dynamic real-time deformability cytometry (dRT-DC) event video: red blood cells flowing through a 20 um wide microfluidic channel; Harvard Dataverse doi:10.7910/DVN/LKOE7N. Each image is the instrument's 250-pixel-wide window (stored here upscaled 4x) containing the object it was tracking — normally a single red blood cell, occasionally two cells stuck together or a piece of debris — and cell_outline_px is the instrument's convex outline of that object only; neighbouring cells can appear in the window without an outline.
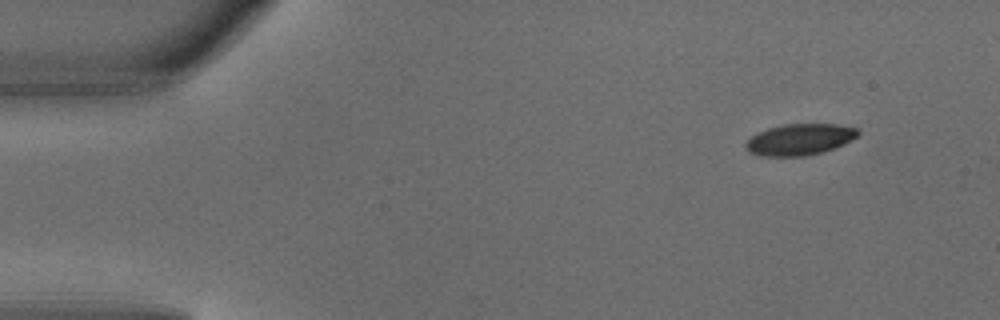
{"species": "common noctule bat (a hibernating species)", "species_latin": "Nyctalus noctula", "temperature_condition": "warm", "stored_images_in_passage": 5, "camera_frame_rate_fps": 3000, "um_per_image_px": 0.085, "animal": {"sex": "male", "body_mass_g": 18.8}, "frame": {"image": 1, "passage_image": 1, "time_ms": 0.0, "image_size_px": [1000, 320], "cell_outline_px": [[860, 132], [856, 136], [844, 144], [820, 152], [804, 156], [760, 156], [748, 152], [744, 148], [744, 144], [756, 132], [768, 128], [784, 124], [836, 124], [856, 128]], "centroid_in_image_um": [67.91, 11.85], "position_along_channel_um": 17.1, "area_um2": 20.4}}
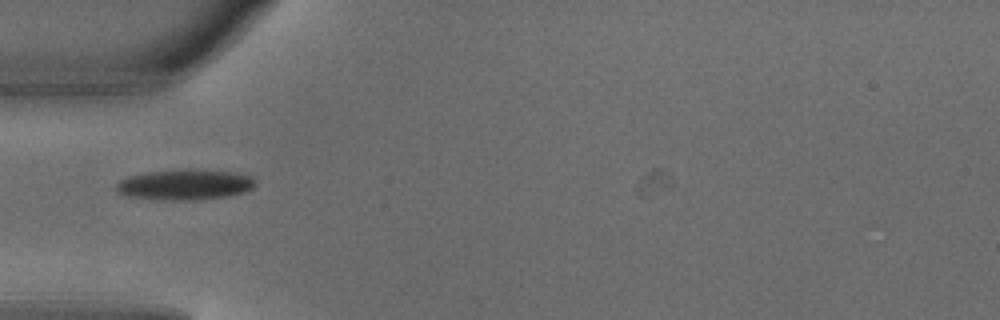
{"frame": {"image": 2, "passage_image": 4, "time_ms": 1.0, "image_size_px": [1000, 320], "cell_outline_px": [[256, 184], [252, 188], [244, 192], [228, 196], [200, 200], [164, 200], [128, 196], [116, 192], [116, 184], [120, 180], [132, 176], [148, 172], [236, 172], [252, 176], [256, 180]], "centroid_in_image_um": [15.75, 15.75], "position_along_channel_um": 69.3, "area_um2": 23.76}}
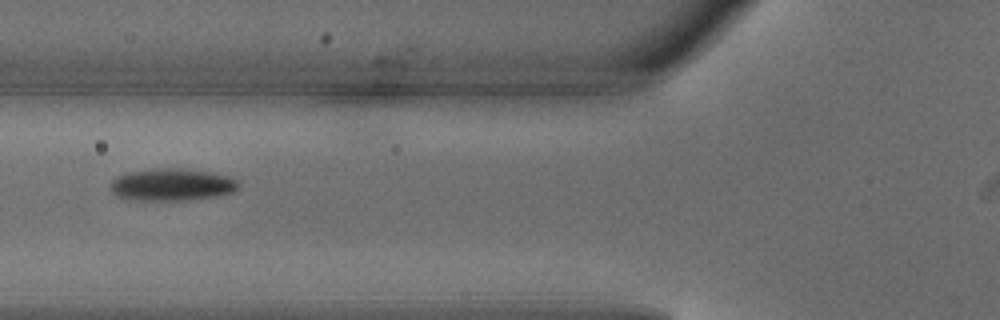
{"frame": {"image": 3, "passage_image": 5, "time_ms": 1.333, "image_size_px": [1000, 320], "cell_outline_px": [[240, 188], [232, 192], [216, 196], [188, 200], [128, 200], [116, 196], [112, 192], [112, 180], [116, 176], [132, 172], [156, 168], [184, 168], [212, 172], [232, 176], [240, 180]], "centroid_in_image_um": [14.68, 15.69], "position_along_channel_um": 111.1, "area_um2": 24.39}}